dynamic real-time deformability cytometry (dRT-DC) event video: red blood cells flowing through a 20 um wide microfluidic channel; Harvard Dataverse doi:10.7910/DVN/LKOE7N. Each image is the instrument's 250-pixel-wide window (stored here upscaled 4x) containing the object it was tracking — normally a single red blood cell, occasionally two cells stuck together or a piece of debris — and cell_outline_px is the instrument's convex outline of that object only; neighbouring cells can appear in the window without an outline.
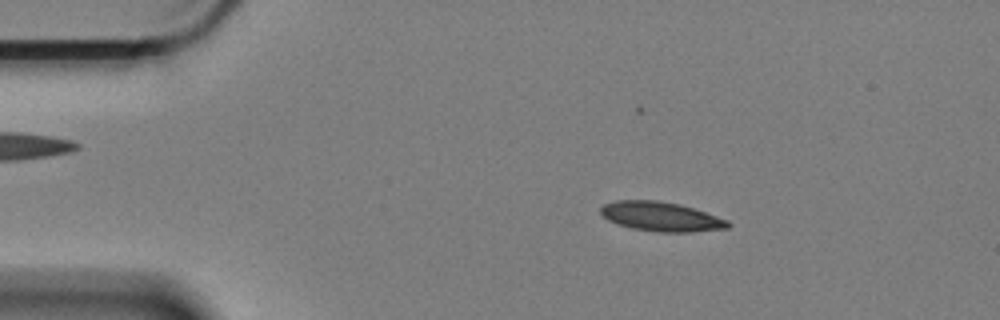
{"species": "Egyptian fruit bat (a non-hibernating species)", "species_latin": "Rousettus aegyptiacus", "temperature_condition": "cold", "stored_images_in_passage": 58, "camera_frame_rate_fps": 3000, "um_per_image_px": 0.085, "animal": {"sex": "female"}, "frame": {"image": 1, "passage_image": 9, "time_ms": 2.667, "image_size_px": [1000, 320], "cell_outline_px": [[732, 224], [728, 228], [688, 232], [660, 232], [632, 228], [608, 220], [600, 212], [600, 208], [604, 204], [616, 200], [660, 200], [680, 204], [728, 220]], "centroid_in_image_um": [56.19, 18.4], "position_along_channel_um": 28.8, "area_um2": 21.62}}
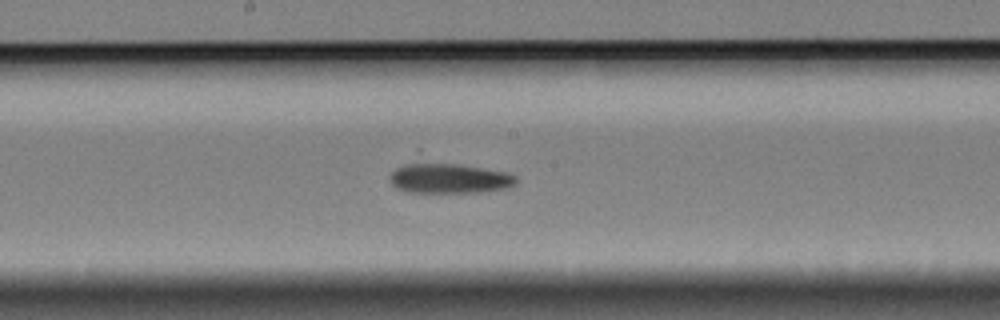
{"frame": {"image": 2, "passage_image": 30, "time_ms": 9.667, "image_size_px": [1000, 320], "cell_outline_px": [[516, 184], [508, 188], [488, 192], [408, 192], [396, 188], [388, 180], [388, 176], [416, 148], [420, 148], [508, 172], [516, 176]], "centroid_in_image_um": [38.0, 14.86], "position_along_channel_um": 210.2, "area_um2": 27.46}}
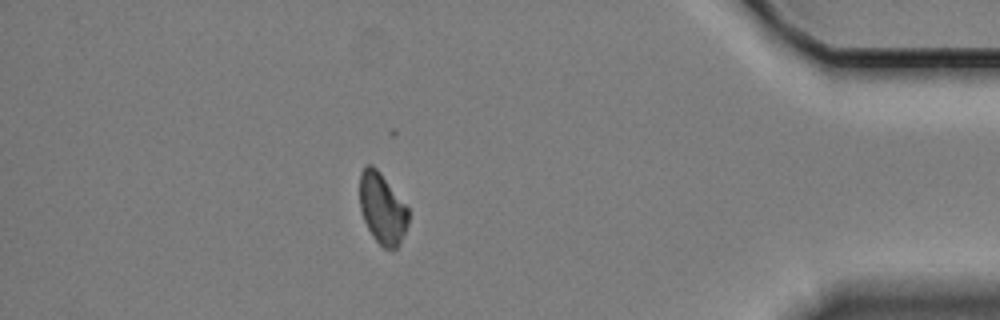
{"frame": {"image": 3, "passage_image": 51, "time_ms": 16.667, "image_size_px": [1000, 320], "cell_outline_px": [[408, 224], [400, 244], [396, 248], [384, 248], [372, 236], [364, 220], [360, 208], [360, 172], [364, 164], [372, 164], [380, 172], [408, 208]], "centroid_in_image_um": [32.48, 17.7], "position_along_channel_um": 402.7, "area_um2": 20.0}}